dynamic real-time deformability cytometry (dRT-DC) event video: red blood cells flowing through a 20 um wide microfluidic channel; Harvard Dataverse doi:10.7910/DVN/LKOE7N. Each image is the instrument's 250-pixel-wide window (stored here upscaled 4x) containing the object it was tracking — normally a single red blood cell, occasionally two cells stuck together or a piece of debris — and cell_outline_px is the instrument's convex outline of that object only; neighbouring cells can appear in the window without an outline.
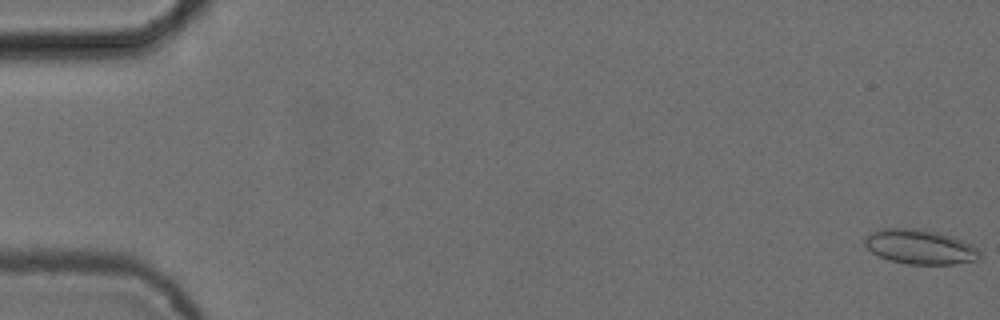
{"species": "common noctule bat (a hibernating species)", "species_latin": "Nyctalus noctula", "temperature_condition": "cold", "stored_images_in_passage": 6, "camera_frame_rate_fps": 3000, "um_per_image_px": 0.085, "animal": {"sex": "female", "body_mass_g": 24.6, "forearm_length_mm": 56.2}, "frame": {"image": 1, "passage_image": 1, "time_ms": 0.0, "image_size_px": [1000, 320], "cell_outline_px": [[980, 260], [952, 264], [908, 264], [888, 260], [872, 252], [864, 244], [864, 236], [868, 232], [880, 228], [924, 228], [952, 236], [972, 244], [980, 252]], "centroid_in_image_um": [78.18, 20.96], "position_along_channel_um": 6.8, "area_um2": 23.58}}
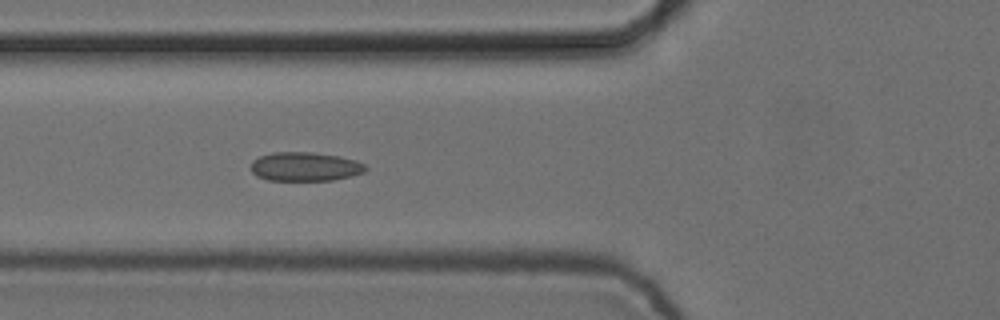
{"frame": {"image": 2, "passage_image": 6, "time_ms": 1.667, "image_size_px": [1000, 320], "cell_outline_px": [[368, 168], [364, 172], [352, 176], [332, 180], [268, 180], [256, 176], [252, 172], [252, 160], [260, 156], [272, 152], [312, 152], [340, 156], [356, 160], [364, 164]], "centroid_in_image_um": [25.94, 14.16], "position_along_channel_um": 99.9, "area_um2": 19.42}}